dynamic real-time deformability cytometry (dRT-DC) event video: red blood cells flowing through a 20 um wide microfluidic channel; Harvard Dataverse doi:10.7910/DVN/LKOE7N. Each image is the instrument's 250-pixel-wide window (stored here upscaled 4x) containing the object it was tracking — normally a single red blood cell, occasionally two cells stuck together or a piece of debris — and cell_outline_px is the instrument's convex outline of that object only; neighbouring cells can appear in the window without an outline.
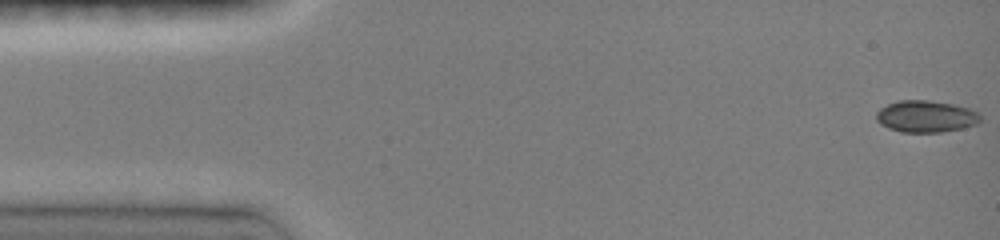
{"species": "common noctule bat (a hibernating species)", "species_latin": "Nyctalus noctula", "temperature_condition": "room temperature", "stored_images_in_passage": 32, "camera_frame_rate_fps": 3000, "um_per_image_px": 0.085, "animal": {"sex": "female", "body_mass_g": 19.0, "forearm_length_mm": 51.5}, "frame": {"image": 1, "passage_image": 1, "time_ms": 0.0, "image_size_px": [1000, 240], "cell_outline_px": [[980, 120], [976, 124], [964, 128], [940, 132], [900, 132], [888, 128], [880, 124], [876, 120], [876, 112], [880, 108], [896, 100], [928, 100], [952, 104], [968, 108], [976, 112], [980, 116]], "centroid_in_image_um": [78.66, 9.9], "position_along_channel_um": 6.3, "area_um2": 19.31}}
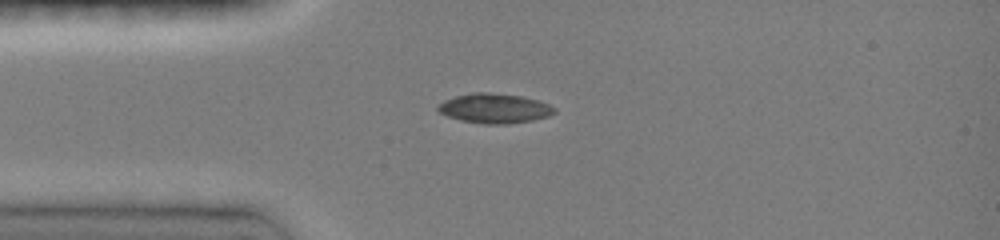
{"frame": {"image": 2, "passage_image": 12, "time_ms": 3.667, "image_size_px": [1000, 240], "cell_outline_px": [[556, 112], [548, 116], [532, 120], [508, 124], [484, 124], [460, 120], [448, 116], [440, 112], [436, 108], [444, 100], [456, 96], [472, 92], [488, 92], [520, 96], [536, 100], [548, 104], [556, 108]], "centroid_in_image_um": [42.03, 9.21], "position_along_channel_um": 43.0, "area_um2": 20.0}}
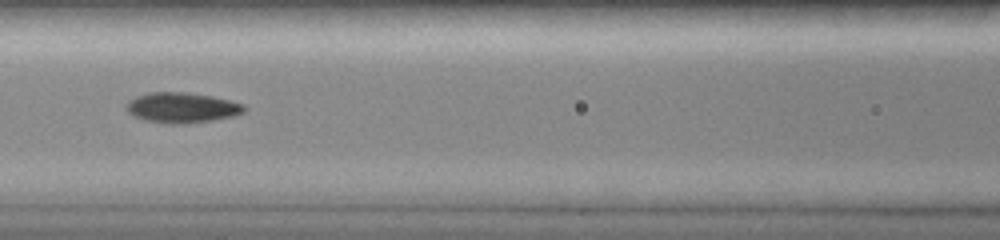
{"frame": {"image": 3, "passage_image": 21, "time_ms": 6.667, "image_size_px": [1000, 240], "cell_outline_px": [[248, 108], [244, 112], [232, 116], [212, 120], [184, 124], [168, 124], [144, 120], [132, 116], [124, 108], [124, 104], [128, 100], [136, 96], [148, 92], [184, 92], [212, 96], [244, 104]], "centroid_in_image_um": [15.41, 9.15], "position_along_channel_um": 151.2, "area_um2": 21.1}}